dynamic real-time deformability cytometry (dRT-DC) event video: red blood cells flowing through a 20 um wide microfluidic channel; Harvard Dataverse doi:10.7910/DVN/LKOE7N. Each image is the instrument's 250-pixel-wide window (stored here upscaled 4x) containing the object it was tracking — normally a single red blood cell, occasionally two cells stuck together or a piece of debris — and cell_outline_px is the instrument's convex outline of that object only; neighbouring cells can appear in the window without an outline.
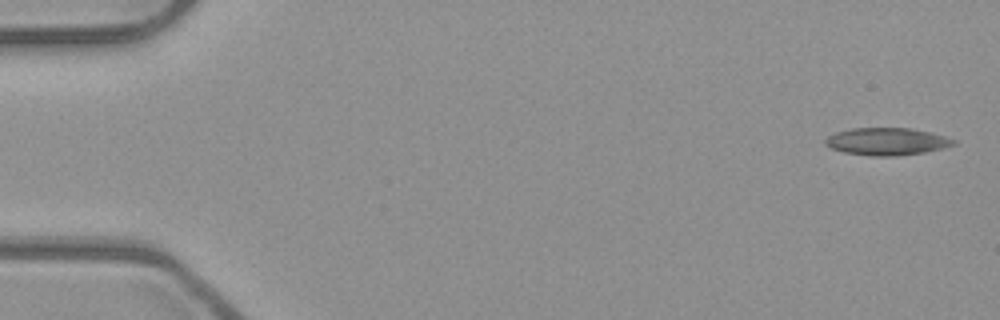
{"species": "common noctule bat (a hibernating species)", "species_latin": "Nyctalus noctula", "temperature_condition": "room temperature", "stored_images_in_passage": 6, "camera_frame_rate_fps": 3000, "um_per_image_px": 0.085, "animal": {"sex": "male", "body_mass_g": 23.1, "forearm_length_mm": 52.7}, "frame": {"image": 1, "passage_image": 1, "time_ms": 0.0, "image_size_px": [1000, 320], "cell_outline_px": [[956, 144], [944, 148], [924, 152], [896, 156], [872, 156], [844, 152], [832, 148], [824, 144], [824, 140], [828, 136], [836, 132], [852, 128], [912, 128], [932, 132], [956, 140]], "centroid_in_image_um": [75.4, 12.02], "position_along_channel_um": 9.6, "area_um2": 20.52}}
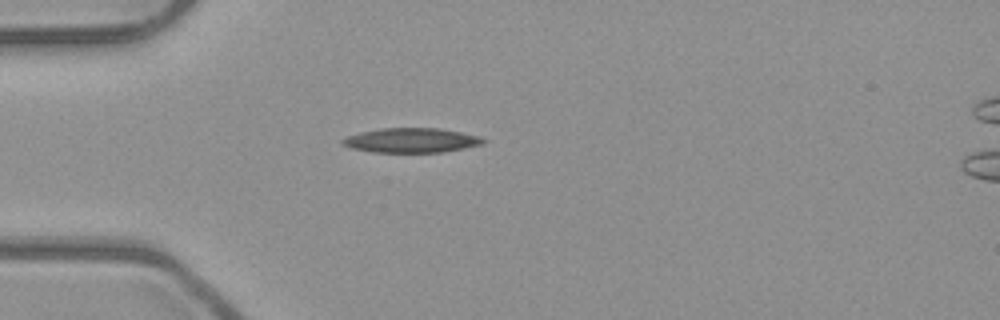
{"frame": {"image": 2, "passage_image": 4, "time_ms": 1.0, "image_size_px": [1000, 320], "cell_outline_px": [[488, 140], [484, 144], [444, 152], [372, 152], [352, 148], [340, 144], [340, 140], [348, 136], [360, 132], [380, 128], [440, 128], [480, 136]], "centroid_in_image_um": [34.98, 11.93], "position_along_channel_um": 50.0, "area_um2": 20.29}}
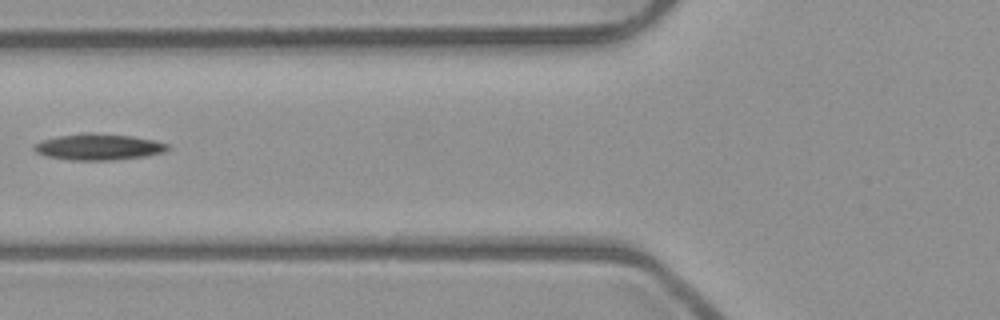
{"frame": {"image": 3, "passage_image": 6, "time_ms": 1.667, "image_size_px": [1000, 320], "cell_outline_px": [[168, 148], [164, 152], [144, 156], [112, 160], [68, 160], [44, 156], [36, 152], [32, 148], [32, 144], [44, 140], [60, 136], [84, 132], [92, 132], [132, 136], [152, 140], [168, 144]], "centroid_in_image_um": [8.31, 12.49], "position_along_channel_um": 117.5, "area_um2": 20.4}}